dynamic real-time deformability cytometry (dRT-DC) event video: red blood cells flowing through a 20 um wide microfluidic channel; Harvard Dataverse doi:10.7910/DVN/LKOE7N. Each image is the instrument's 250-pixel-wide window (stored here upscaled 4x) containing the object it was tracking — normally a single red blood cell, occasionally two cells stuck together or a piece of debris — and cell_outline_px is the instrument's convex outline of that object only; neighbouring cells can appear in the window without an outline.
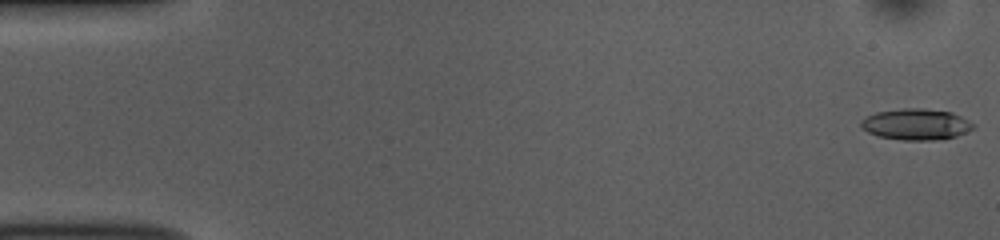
{"species": "common noctule bat (a hibernating species)", "species_latin": "Nyctalus noctula", "temperature_condition": "room temperature", "stored_images_in_passage": 52, "camera_frame_rate_fps": 3000, "um_per_image_px": 0.085, "animal": {"sex": "female", "body_mass_g": 10.0, "forearm_length_mm": 53.1}, "frame": {"image": 1, "passage_image": 1, "time_ms": 0.0, "image_size_px": [1000, 240], "cell_outline_px": [[976, 128], [956, 136], [932, 140], [900, 140], [880, 136], [868, 132], [860, 124], [860, 120], [876, 112], [900, 108], [924, 108], [952, 112], [976, 124]], "centroid_in_image_um": [77.89, 10.55], "position_along_channel_um": 7.1, "area_um2": 20.4}}
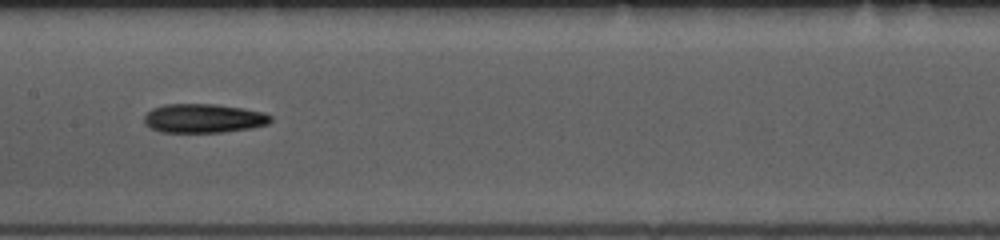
{"frame": {"image": 2, "passage_image": 26, "time_ms": 8.333, "image_size_px": [1000, 240], "cell_outline_px": [[272, 120], [268, 124], [252, 128], [224, 132], [160, 132], [144, 124], [144, 116], [152, 108], [164, 104], [216, 104], [244, 108], [264, 112], [272, 116]], "centroid_in_image_um": [17.32, 10.05], "position_along_channel_um": 190.1, "area_um2": 21.56}}
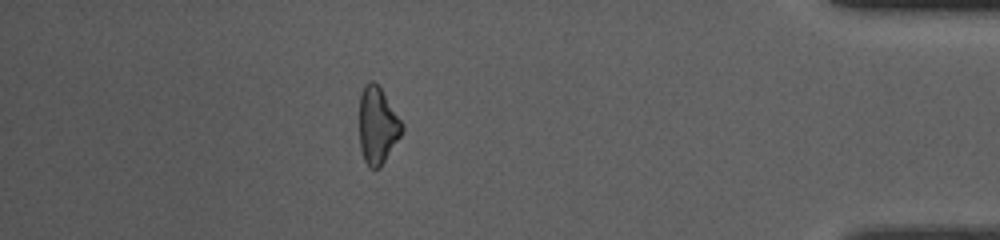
{"frame": {"image": 3, "passage_image": 46, "time_ms": 15.0, "image_size_px": [1000, 240], "cell_outline_px": [[404, 128], [400, 136], [380, 168], [368, 168], [364, 160], [360, 148], [360, 92], [364, 84], [368, 80], [372, 80], [380, 84], [404, 124]], "centroid_in_image_um": [32.09, 10.6], "position_along_channel_um": 403.1, "area_um2": 19.54}, "authors_computed_cell_mechanics": {"area_um2": 20.4034, "velocity_mm_per_s": 3.8412, "shape_relaxation_time_tau1_ms": 3.8052, "shape_relaxation_time_tau2_ms": null, "deformation_change_tau1": 0.1334, "deformation_change_tau2": null}}